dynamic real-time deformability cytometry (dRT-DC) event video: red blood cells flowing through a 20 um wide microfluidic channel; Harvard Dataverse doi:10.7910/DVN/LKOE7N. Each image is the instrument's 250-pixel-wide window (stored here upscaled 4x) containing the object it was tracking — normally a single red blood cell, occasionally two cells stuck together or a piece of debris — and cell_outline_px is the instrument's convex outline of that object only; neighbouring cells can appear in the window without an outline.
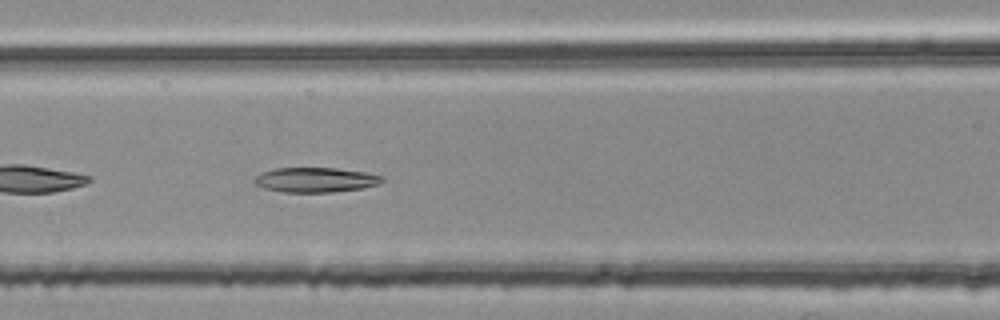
{"species": "common noctule bat (a hibernating species)", "species_latin": "Nyctalus noctula", "temperature_condition": "room temperature", "stored_images_in_passage": 36, "camera_frame_rate_fps": 3000, "um_per_image_px": 0.085, "animal": {"sex": "female", "body_mass_g": 25.1}, "frame": {"image": 1, "passage_image": 7, "time_ms": 2.0, "image_size_px": [1000, 320], "cell_outline_px": [[384, 180], [380, 184], [364, 188], [332, 192], [284, 192], [264, 188], [256, 184], [256, 176], [260, 172], [276, 168], [336, 168], [364, 172], [384, 176]], "centroid_in_image_um": [26.86, 15.29], "position_along_channel_um": 139.7, "area_um2": 18.44}}
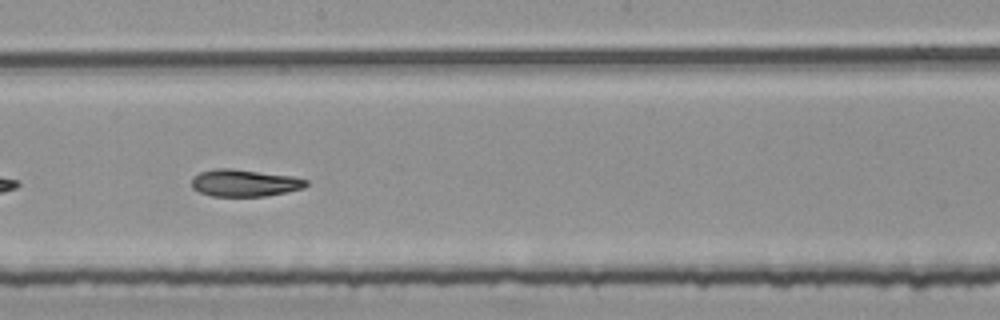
{"frame": {"image": 2, "passage_image": 14, "time_ms": 4.333, "image_size_px": [1000, 320], "cell_outline_px": [[308, 184], [304, 188], [264, 196], [212, 196], [200, 192], [192, 188], [192, 180], [200, 172], [216, 168], [232, 168], [292, 176], [308, 180]], "centroid_in_image_um": [20.79, 15.54], "position_along_channel_um": 227.4, "area_um2": 17.92}}
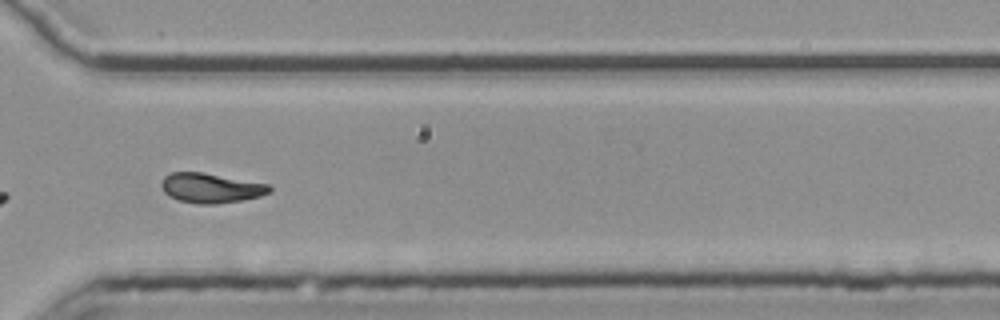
{"frame": {"image": 3, "passage_image": 24, "time_ms": 7.667, "image_size_px": [1000, 320], "cell_outline_px": [[272, 192], [260, 196], [240, 200], [216, 204], [200, 204], [180, 200], [168, 196], [164, 192], [160, 184], [164, 176], [172, 172], [200, 172], [268, 184], [272, 188]], "centroid_in_image_um": [17.9, 15.98], "position_along_channel_um": 352.7, "area_um2": 18.55}, "authors_computed_cell_mechanics": {"area_um2": 18.3226, "velocity_mm_per_s": 3.7637, "shape_relaxation_time_tau1_ms": 6.1432, "shape_relaxation_time_tau2_ms": 3.2741, "deformation_change_tau1": 0.1892, "deformation_change_tau2": 0.1004}}